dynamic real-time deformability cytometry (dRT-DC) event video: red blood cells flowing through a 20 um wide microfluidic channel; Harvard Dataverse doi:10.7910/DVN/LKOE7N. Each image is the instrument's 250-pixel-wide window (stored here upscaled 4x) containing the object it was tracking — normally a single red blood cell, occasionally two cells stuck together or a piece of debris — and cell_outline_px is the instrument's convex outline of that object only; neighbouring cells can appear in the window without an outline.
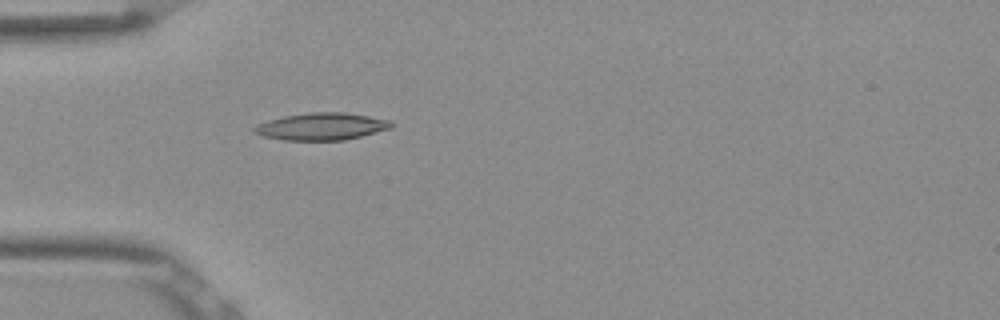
{"species": "Egyptian fruit bat (a non-hibernating species)", "species_latin": "Rousettus aegyptiacus", "temperature_condition": "room temperature", "stored_images_in_passage": 34, "camera_frame_rate_fps": 3000, "um_per_image_px": 0.085, "frame": {"image": 1, "passage_image": 1, "time_ms": 0.0, "image_size_px": [1000, 320], "cell_outline_px": [[392, 128], [344, 140], [284, 140], [264, 136], [252, 132], [252, 128], [256, 124], [268, 120], [284, 116], [308, 112], [344, 112], [392, 120]], "centroid_in_image_um": [27.31, 10.74], "position_along_channel_um": 57.7, "area_um2": 21.73}}
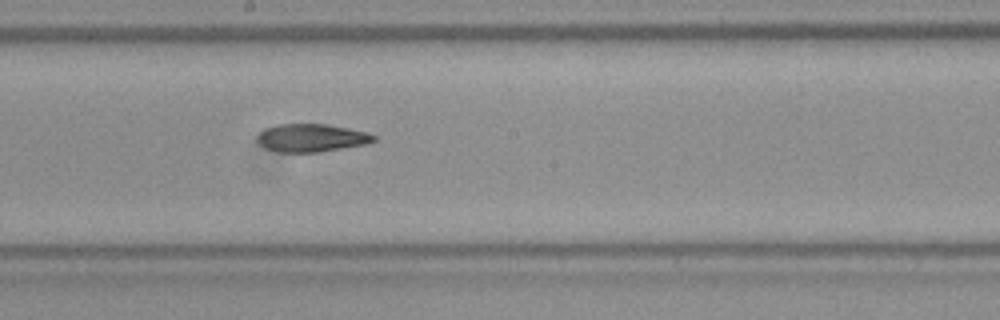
{"frame": {"image": 2, "passage_image": 14, "time_ms": 4.333, "image_size_px": [1000, 320], "cell_outline_px": [[376, 140], [368, 144], [320, 152], [276, 152], [264, 148], [256, 140], [256, 136], [264, 128], [276, 124], [328, 124], [368, 132], [376, 136]], "centroid_in_image_um": [26.46, 11.72], "position_along_channel_um": 221.7, "area_um2": 19.31}}
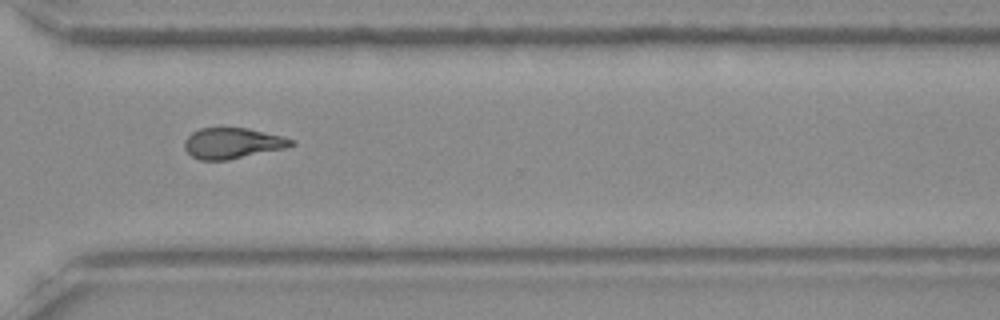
{"frame": {"image": 3, "passage_image": 24, "time_ms": 7.667, "image_size_px": [1000, 320], "cell_outline_px": [[296, 144], [284, 148], [228, 160], [200, 160], [192, 156], [184, 148], [184, 140], [192, 132], [200, 128], [248, 128], [296, 140]], "centroid_in_image_um": [19.74, 12.17], "position_along_channel_um": 350.9, "area_um2": 19.02}, "authors_computed_cell_mechanics": {"area_um2": 19.3919, "velocity_mm_per_s": 3.8821, "shape_relaxation_time_tau1_ms": null, "shape_relaxation_time_tau2_ms": 4.1288, "deformation_change_tau1": null, "deformation_change_tau2": 0.1333}}